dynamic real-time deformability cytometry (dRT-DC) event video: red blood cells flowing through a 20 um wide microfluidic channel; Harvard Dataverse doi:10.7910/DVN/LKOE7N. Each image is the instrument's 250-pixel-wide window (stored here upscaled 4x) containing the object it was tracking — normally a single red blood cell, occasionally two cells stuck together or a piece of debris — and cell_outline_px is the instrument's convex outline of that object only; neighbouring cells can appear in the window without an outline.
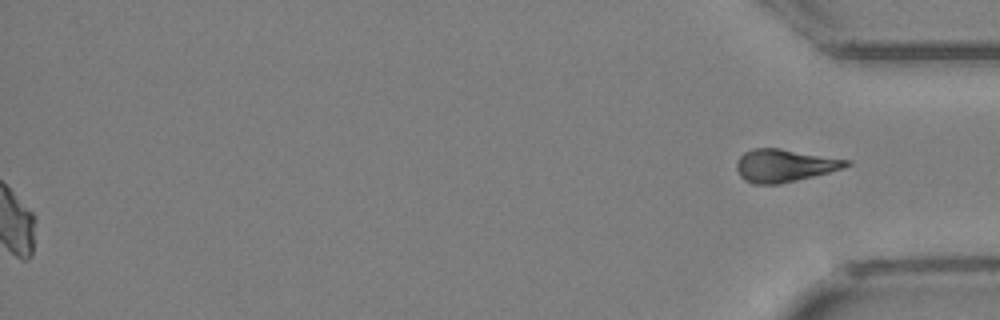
{"species": "Egyptian fruit bat (a non-hibernating species)", "species_latin": "Rousettus aegyptiacus", "temperature_condition": "cold", "stored_images_in_passage": 33, "segment_of_instrument_passage": [2, 2], "camera_frame_rate_fps": 3000, "um_per_image_px": 0.085, "animal": {"sex": "female"}, "frame": {"image": 1, "passage_image": 33, "time_ms": 10.667, "image_size_px": [1000, 320], "cell_outline_px": [[852, 164], [844, 168], [780, 184], [756, 184], [744, 180], [740, 176], [736, 168], [736, 160], [744, 152], [752, 148], [780, 148], [852, 160]], "centroid_in_image_um": [66.68, 14.05], "position_along_channel_um": 368.5, "area_um2": 21.04}}